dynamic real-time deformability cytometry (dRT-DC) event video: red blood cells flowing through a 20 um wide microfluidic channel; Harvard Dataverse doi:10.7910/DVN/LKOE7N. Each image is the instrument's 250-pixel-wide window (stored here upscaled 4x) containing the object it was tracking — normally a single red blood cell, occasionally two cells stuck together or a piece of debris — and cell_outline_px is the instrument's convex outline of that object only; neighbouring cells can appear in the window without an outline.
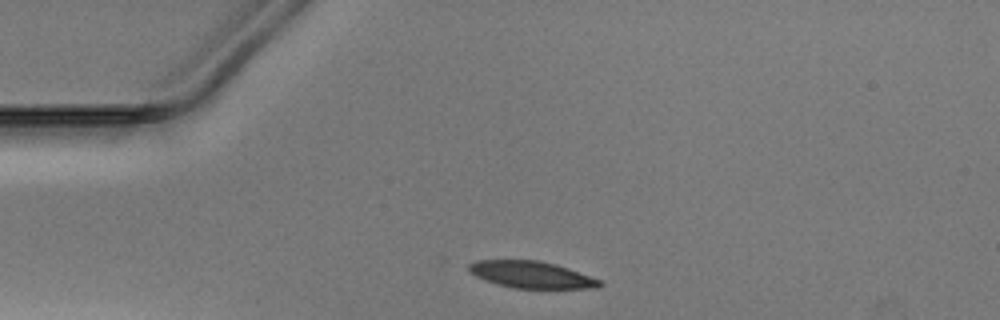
{"species": "Egyptian fruit bat (a non-hibernating species)", "species_latin": "Rousettus aegyptiacus", "temperature_condition": "warm", "stored_images_in_passage": 30, "camera_frame_rate_fps": 3000, "um_per_image_px": 0.085, "animal": {"sex": "male"}, "frame": {"image": 1, "passage_image": 1, "time_ms": 0.0, "image_size_px": [1000, 320], "cell_outline_px": [[604, 284], [600, 288], [516, 288], [484, 280], [476, 276], [468, 268], [468, 264], [476, 260], [540, 260], [556, 264], [604, 280]], "centroid_in_image_um": [45.25, 23.34], "position_along_channel_um": 39.7, "area_um2": 20.52}}
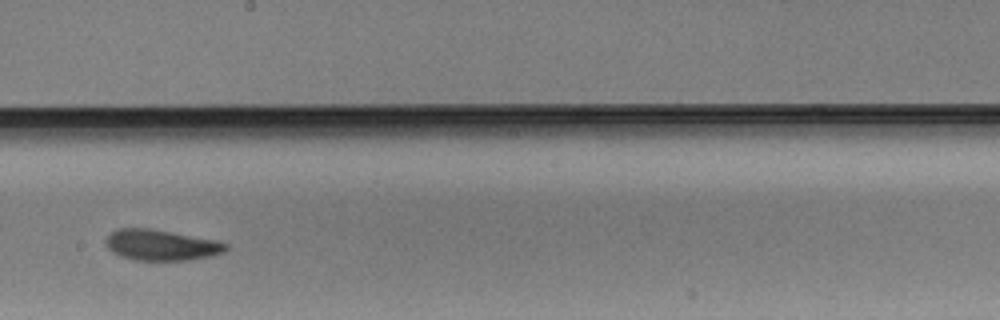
{"frame": {"image": 2, "passage_image": 18, "time_ms": 5.667, "image_size_px": [1000, 320], "cell_outline_px": [[228, 248], [224, 252], [212, 256], [188, 260], [132, 260], [120, 256], [112, 252], [108, 248], [104, 240], [108, 232], [116, 228], [148, 228], [216, 240], [228, 244]], "centroid_in_image_um": [13.65, 20.83], "position_along_channel_um": 234.6, "area_um2": 21.73}}
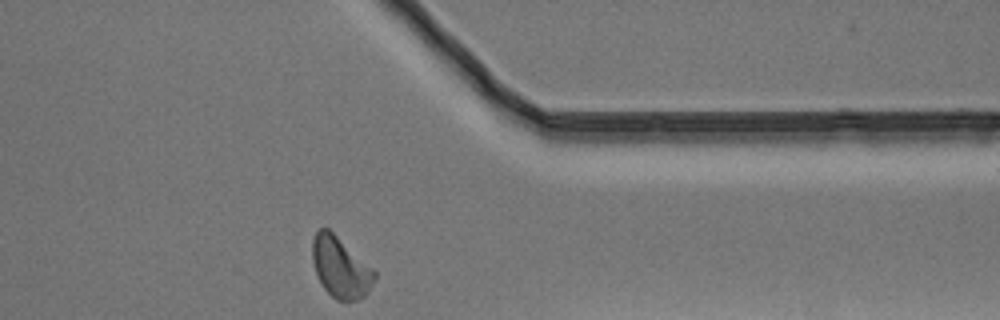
{"frame": {"image": 3, "passage_image": 30, "time_ms": 9.667, "image_size_px": [1000, 320], "cell_outline_px": [[376, 276], [368, 292], [364, 296], [356, 300], [336, 300], [324, 288], [316, 272], [312, 260], [312, 240], [316, 232], [320, 228], [328, 228], [372, 268], [376, 272]], "centroid_in_image_um": [28.93, 22.72], "position_along_channel_um": 382.5, "area_um2": 21.56}}